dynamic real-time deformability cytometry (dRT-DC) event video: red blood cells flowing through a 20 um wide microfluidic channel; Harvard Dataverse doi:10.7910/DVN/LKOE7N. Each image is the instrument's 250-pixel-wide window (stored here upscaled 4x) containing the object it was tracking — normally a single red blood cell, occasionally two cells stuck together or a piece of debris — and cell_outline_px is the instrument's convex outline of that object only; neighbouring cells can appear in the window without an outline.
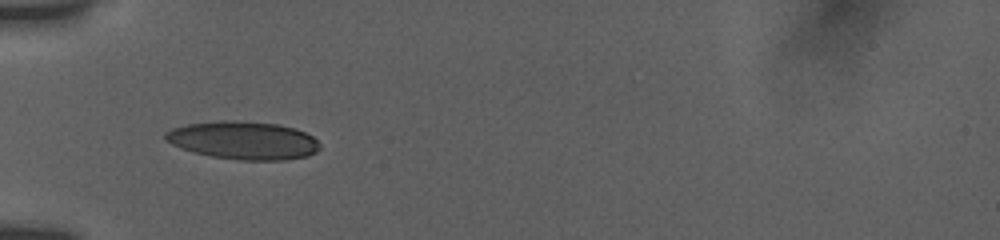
{"species": "human", "species_latin": "Homo sapiens", "temperature_condition": "room temperature", "stored_images_in_passage": 2, "camera_frame_rate_fps": 3000, "um_per_image_px": 0.085, "donor": {"sex": "female"}, "frame": {"image": 1, "passage_image": 1, "time_ms": 0.0, "image_size_px": [1000, 240], "cell_outline_px": [[320, 148], [316, 152], [308, 156], [284, 160], [240, 160], [212, 156], [192, 152], [180, 148], [164, 140], [164, 132], [172, 128], [188, 124], [220, 120], [232, 120], [276, 124], [296, 128], [312, 136], [320, 144]], "centroid_in_image_um": [20.67, 11.93], "position_along_channel_um": 64.3, "area_um2": 34.33}}